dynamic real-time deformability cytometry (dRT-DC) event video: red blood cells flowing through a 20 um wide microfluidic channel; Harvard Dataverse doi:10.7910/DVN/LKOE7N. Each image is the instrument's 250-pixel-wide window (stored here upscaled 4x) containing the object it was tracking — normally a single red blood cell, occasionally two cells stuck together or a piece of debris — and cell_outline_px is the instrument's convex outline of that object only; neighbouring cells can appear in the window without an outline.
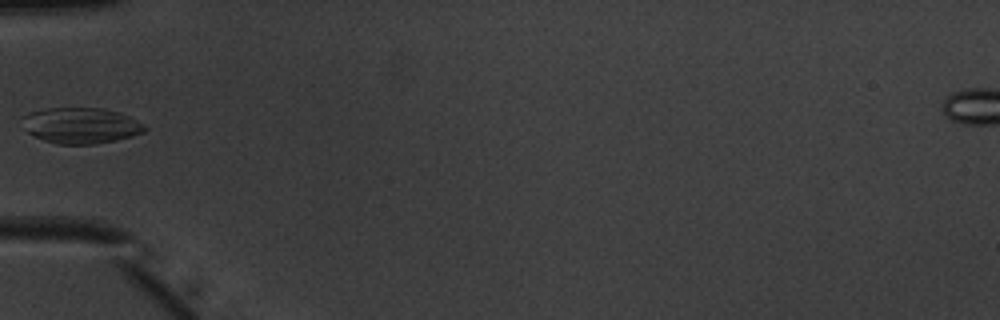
{"species": "common noctule bat (a hibernating species)", "species_latin": "Nyctalus noctula", "temperature_condition": "warm", "stored_images_in_passage": 20, "camera_frame_rate_fps": 3000, "um_per_image_px": 0.085, "animal": {"sex": "male", "body_mass_g": 20.1, "forearm_length_mm": 53.5}, "frame": {"image": 1, "passage_image": 1, "time_ms": 0.0, "image_size_px": [1000, 320], "cell_outline_px": [[148, 128], [144, 132], [132, 136], [116, 140], [96, 144], [56, 144], [44, 140], [20, 128], [20, 116], [28, 112], [44, 108], [104, 108], [120, 112], [144, 124]], "centroid_in_image_um": [6.81, 10.66], "position_along_channel_um": 78.2, "area_um2": 26.07}}
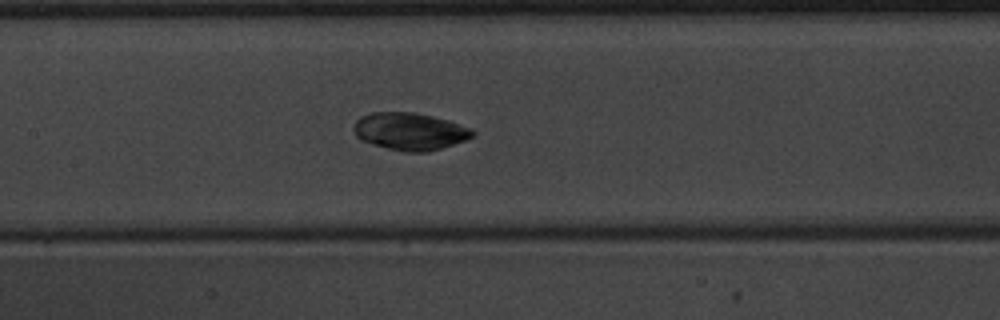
{"frame": {"image": 2, "passage_image": 8, "time_ms": 2.333, "image_size_px": [1000, 320], "cell_outline_px": [[476, 132], [472, 136], [464, 140], [428, 152], [404, 152], [372, 144], [360, 140], [356, 136], [352, 128], [356, 120], [360, 116], [372, 112], [416, 112], [448, 120], [468, 128]], "centroid_in_image_um": [34.77, 11.16], "position_along_channel_um": 172.6, "area_um2": 25.78}}
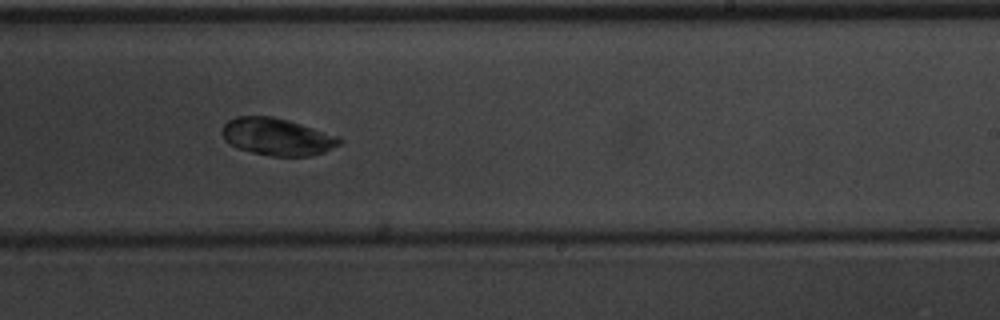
{"frame": {"image": 3, "passage_image": 15, "time_ms": 4.667, "image_size_px": [1000, 320], "cell_outline_px": [[344, 140], [340, 144], [324, 152], [312, 156], [272, 156], [252, 152], [236, 148], [228, 144], [224, 140], [220, 132], [224, 124], [228, 120], [236, 116], [272, 116], [288, 120], [340, 136]], "centroid_in_image_um": [23.54, 11.62], "position_along_channel_um": 265.5, "area_um2": 25.78}}